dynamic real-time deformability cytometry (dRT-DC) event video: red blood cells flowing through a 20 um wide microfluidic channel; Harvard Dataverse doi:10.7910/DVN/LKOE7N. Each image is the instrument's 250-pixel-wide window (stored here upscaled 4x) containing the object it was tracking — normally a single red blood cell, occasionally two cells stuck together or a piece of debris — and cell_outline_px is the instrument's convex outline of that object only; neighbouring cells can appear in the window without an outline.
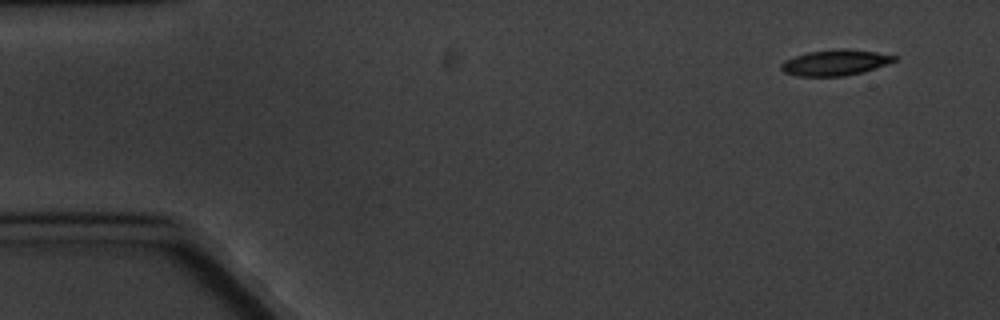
{"species": "common noctule bat (a hibernating species)", "species_latin": "Nyctalus noctula", "temperature_condition": "cold", "stored_images_in_passage": 5, "camera_frame_rate_fps": 3000, "um_per_image_px": 0.085, "animal": {"sex": "male", "body_mass_g": 20.1, "forearm_length_mm": 53.5}, "frame": {"image": 1, "passage_image": 1, "time_ms": 0.0, "image_size_px": [1000, 320], "cell_outline_px": [[896, 60], [876, 68], [864, 72], [844, 76], [796, 76], [784, 72], [780, 68], [780, 64], [784, 60], [808, 52], [836, 48], [844, 48], [876, 52], [896, 56]], "centroid_in_image_um": [70.97, 5.32], "position_along_channel_um": 14.0, "area_um2": 17.05}}
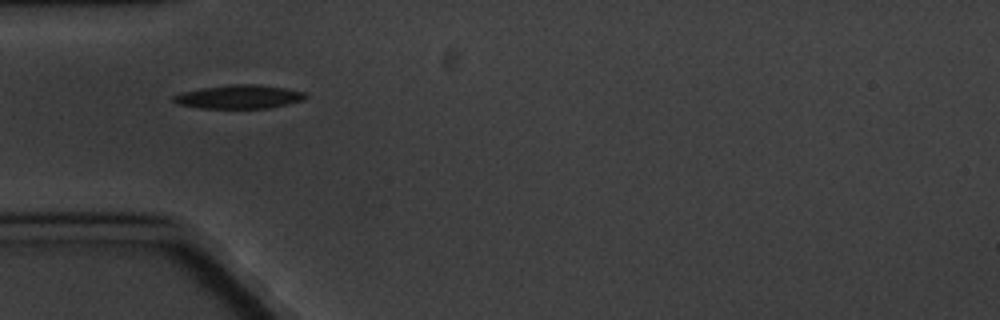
{"frame": {"image": 2, "passage_image": 5, "time_ms": 4.667, "image_size_px": [1000, 320], "cell_outline_px": [[308, 96], [304, 100], [288, 104], [268, 108], [200, 108], [176, 104], [172, 100], [172, 96], [180, 92], [200, 88], [232, 84], [260, 84], [284, 88], [304, 92]], "centroid_in_image_um": [20.29, 8.22], "position_along_channel_um": 64.7, "area_um2": 18.38}}